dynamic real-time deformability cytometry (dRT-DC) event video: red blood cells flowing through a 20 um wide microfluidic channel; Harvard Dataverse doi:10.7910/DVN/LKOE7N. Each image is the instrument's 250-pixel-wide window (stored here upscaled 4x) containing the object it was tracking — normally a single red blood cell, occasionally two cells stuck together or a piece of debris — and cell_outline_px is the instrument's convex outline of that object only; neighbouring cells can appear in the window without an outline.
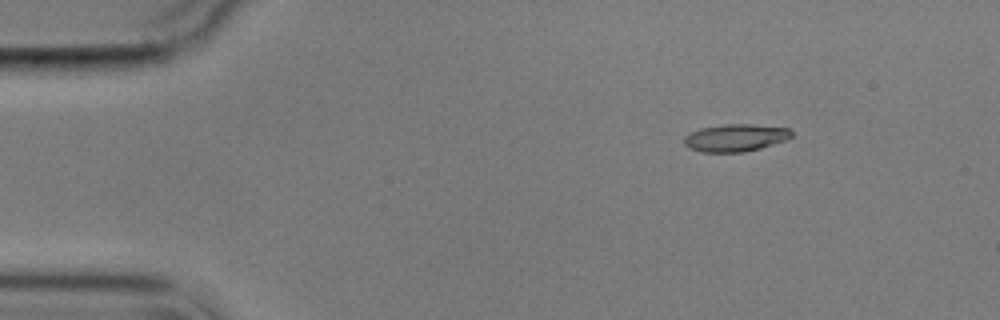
{"species": "common noctule bat (a hibernating species)", "species_latin": "Nyctalus noctula", "temperature_condition": "cold", "stored_images_in_passage": 5, "camera_frame_rate_fps": 3000, "um_per_image_px": 0.085, "animal": {"sex": "male", "body_mass_g": 17.9}, "frame": {"image": 1, "passage_image": 2, "time_ms": 1.333, "image_size_px": [1000, 320], "cell_outline_px": [[792, 136], [784, 140], [760, 148], [744, 152], [704, 152], [688, 148], [684, 144], [684, 136], [700, 128], [728, 124], [748, 124], [792, 128]], "centroid_in_image_um": [62.51, 11.71], "position_along_channel_um": 22.5, "area_um2": 17.05}}
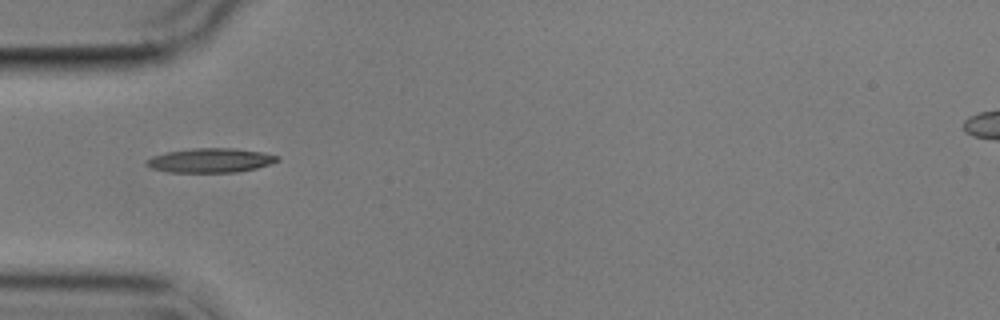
{"frame": {"image": 2, "passage_image": 5, "time_ms": 4.667, "image_size_px": [1000, 320], "cell_outline_px": [[280, 160], [272, 164], [256, 168], [236, 172], [168, 172], [152, 168], [144, 164], [144, 160], [152, 156], [168, 152], [196, 148], [232, 148], [264, 152], [280, 156]], "centroid_in_image_um": [17.91, 13.63], "position_along_channel_um": 67.1, "area_um2": 18.61}}